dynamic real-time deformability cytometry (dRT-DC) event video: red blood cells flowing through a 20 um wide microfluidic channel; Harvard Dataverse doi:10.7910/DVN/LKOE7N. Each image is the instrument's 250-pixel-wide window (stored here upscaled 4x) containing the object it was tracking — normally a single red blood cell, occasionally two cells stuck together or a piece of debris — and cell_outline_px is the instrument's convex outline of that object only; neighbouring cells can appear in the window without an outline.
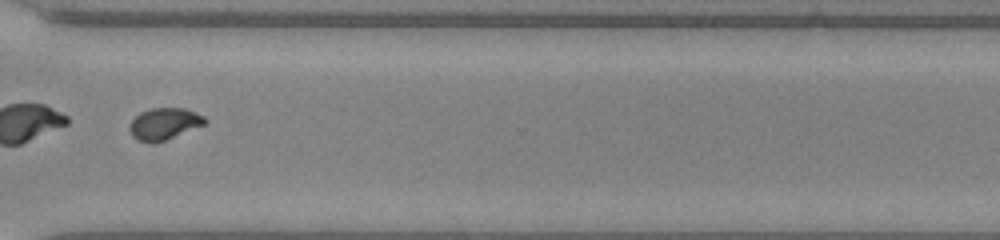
{"species": "common noctule bat (a hibernating species)", "species_latin": "Nyctalus noctula", "temperature_condition": "warm", "stored_images_in_passage": 53, "segment_of_instrument_passage": [2, 2], "camera_frame_rate_fps": 3000, "um_per_image_px": 0.085, "animal": {"sex": "male", "body_mass_g": 20.0, "forearm_length_mm": 53.3}, "frame": {"image": 1, "passage_image": 41, "time_ms": 13.333, "image_size_px": [1000, 240], "cell_outline_px": [[208, 120], [204, 124], [164, 140], [152, 144], [136, 140], [132, 136], [128, 128], [132, 120], [140, 112], [152, 108], [184, 108], [204, 116]], "centroid_in_image_um": [13.91, 10.53], "position_along_channel_um": 356.7, "area_um2": 13.81}}